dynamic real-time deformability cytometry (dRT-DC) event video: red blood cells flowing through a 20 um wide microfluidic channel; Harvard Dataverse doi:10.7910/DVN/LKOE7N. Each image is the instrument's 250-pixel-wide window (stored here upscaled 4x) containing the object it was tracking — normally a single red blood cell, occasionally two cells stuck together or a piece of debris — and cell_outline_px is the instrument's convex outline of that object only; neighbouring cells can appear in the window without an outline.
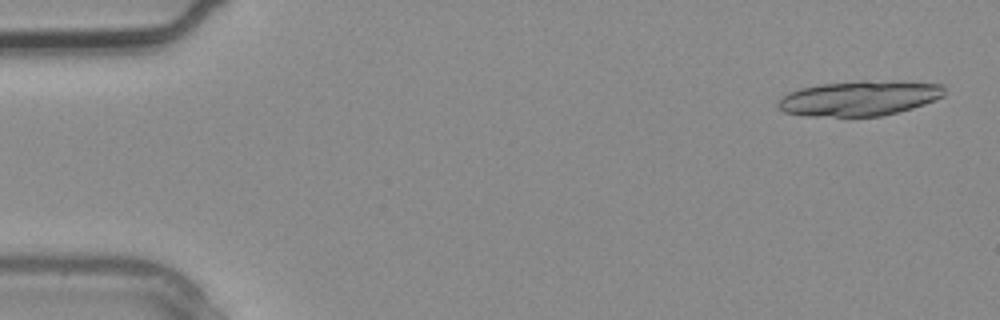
{"species": "common noctule bat (a hibernating species)", "species_latin": "Nyctalus noctula", "temperature_condition": "warm", "stored_images_in_passage": 3, "camera_frame_rate_fps": 3000, "um_per_image_px": 0.085, "animal": {"sex": "male", "body_mass_g": 20.4}, "frame": {"image": 1, "passage_image": 1, "time_ms": 0.0, "image_size_px": [1000, 320], "cell_outline_px": [[944, 96], [924, 104], [912, 108], [880, 116], [804, 116], [784, 112], [776, 104], [788, 92], [800, 88], [820, 84], [860, 80], [864, 80], [944, 84]], "centroid_in_image_um": [73.02, 8.35], "position_along_channel_um": 12.0, "area_um2": 33.81}}